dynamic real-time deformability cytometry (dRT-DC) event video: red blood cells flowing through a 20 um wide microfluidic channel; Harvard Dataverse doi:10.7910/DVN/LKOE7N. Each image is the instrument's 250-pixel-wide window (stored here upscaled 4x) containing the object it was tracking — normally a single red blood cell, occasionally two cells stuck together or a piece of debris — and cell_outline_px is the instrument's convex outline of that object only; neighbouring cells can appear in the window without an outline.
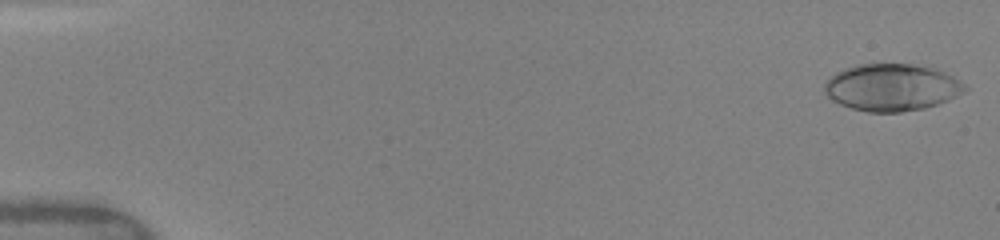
{"species": "human", "species_latin": "Homo sapiens", "temperature_condition": "warm", "stored_images_in_passage": 22, "camera_frame_rate_fps": 3000, "um_per_image_px": 0.085, "donor": {"sex": "female"}, "frame": {"image": 1, "passage_image": 1, "time_ms": 0.0, "image_size_px": [1000, 240], "cell_outline_px": [[968, 88], [964, 92], [948, 100], [924, 108], [900, 112], [868, 112], [852, 108], [840, 104], [832, 100], [824, 92], [824, 84], [836, 72], [844, 68], [860, 64], [912, 64], [932, 68], [944, 72], [960, 80]], "centroid_in_image_um": [75.79, 7.43], "position_along_channel_um": 9.2, "area_um2": 38.32}}
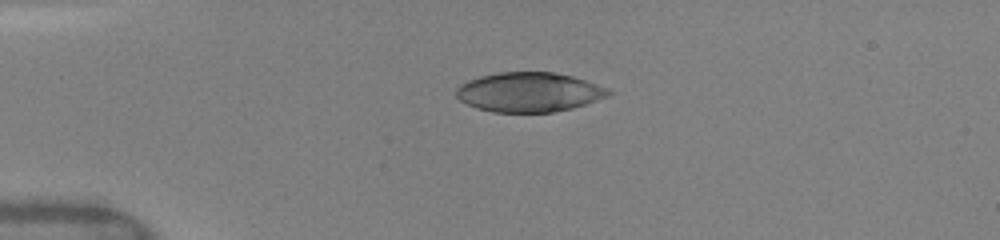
{"frame": {"image": 2, "passage_image": 16, "time_ms": 3.667, "image_size_px": [1000, 240], "cell_outline_px": [[612, 92], [608, 96], [572, 108], [552, 112], [492, 112], [476, 108], [460, 100], [456, 96], [456, 88], [460, 84], [468, 80], [480, 76], [496, 72], [552, 72], [572, 76], [608, 88]], "centroid_in_image_um": [44.93, 7.83], "position_along_channel_um": 40.1, "area_um2": 34.97}}